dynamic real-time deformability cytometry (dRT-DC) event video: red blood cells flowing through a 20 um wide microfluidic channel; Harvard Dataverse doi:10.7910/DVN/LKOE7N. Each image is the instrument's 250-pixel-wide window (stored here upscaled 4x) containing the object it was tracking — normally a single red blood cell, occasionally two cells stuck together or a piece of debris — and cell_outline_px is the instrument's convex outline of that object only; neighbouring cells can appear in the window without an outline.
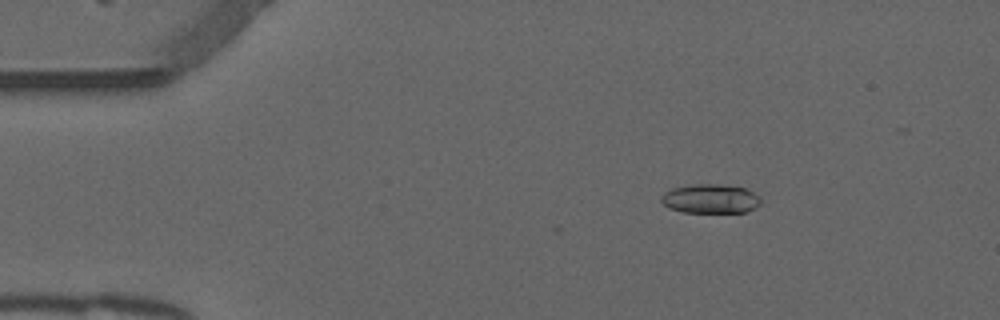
{"species": "common noctule bat (a hibernating species)", "species_latin": "Nyctalus noctula", "temperature_condition": "warm", "stored_images_in_passage": 9, "camera_frame_rate_fps": 3000, "um_per_image_px": 0.085, "animal": {"sex": "male", "forearm_length_mm": 52.5}, "frame": {"image": 1, "passage_image": 9, "time_ms": 2.667, "image_size_px": [1000, 320], "cell_outline_px": [[760, 204], [756, 208], [748, 212], [684, 212], [668, 208], [660, 200], [660, 196], [664, 192], [672, 188], [696, 184], [724, 184], [748, 188], [760, 196]], "centroid_in_image_um": [60.42, 16.88], "position_along_channel_um": 24.6, "area_um2": 17.22}}